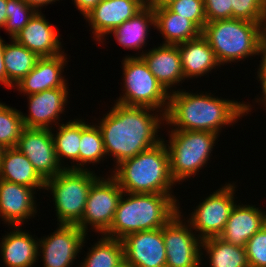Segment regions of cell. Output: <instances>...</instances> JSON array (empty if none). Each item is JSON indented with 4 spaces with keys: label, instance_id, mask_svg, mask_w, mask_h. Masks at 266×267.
Segmentation results:
<instances>
[{
    "label": "cell",
    "instance_id": "43",
    "mask_svg": "<svg viewBox=\"0 0 266 267\" xmlns=\"http://www.w3.org/2000/svg\"><path fill=\"white\" fill-rule=\"evenodd\" d=\"M174 1L177 0H156L150 7L153 9L165 8Z\"/></svg>",
    "mask_w": 266,
    "mask_h": 267
},
{
    "label": "cell",
    "instance_id": "25",
    "mask_svg": "<svg viewBox=\"0 0 266 267\" xmlns=\"http://www.w3.org/2000/svg\"><path fill=\"white\" fill-rule=\"evenodd\" d=\"M151 26L155 28L154 10L151 7H143L132 18L114 28L108 35L113 34L117 43L126 49L140 50L146 46L150 34L148 29Z\"/></svg>",
    "mask_w": 266,
    "mask_h": 267
},
{
    "label": "cell",
    "instance_id": "13",
    "mask_svg": "<svg viewBox=\"0 0 266 267\" xmlns=\"http://www.w3.org/2000/svg\"><path fill=\"white\" fill-rule=\"evenodd\" d=\"M52 130L24 128L15 146L28 158L45 181L64 169L56 157Z\"/></svg>",
    "mask_w": 266,
    "mask_h": 267
},
{
    "label": "cell",
    "instance_id": "16",
    "mask_svg": "<svg viewBox=\"0 0 266 267\" xmlns=\"http://www.w3.org/2000/svg\"><path fill=\"white\" fill-rule=\"evenodd\" d=\"M143 7L139 0H102L84 19L91 25L90 29H93V38L103 44L108 33L132 18Z\"/></svg>",
    "mask_w": 266,
    "mask_h": 267
},
{
    "label": "cell",
    "instance_id": "15",
    "mask_svg": "<svg viewBox=\"0 0 266 267\" xmlns=\"http://www.w3.org/2000/svg\"><path fill=\"white\" fill-rule=\"evenodd\" d=\"M69 87L47 89L28 95L29 114L21 113L25 128L52 129V124L60 121L68 102ZM58 122H57V121ZM51 125V127H50Z\"/></svg>",
    "mask_w": 266,
    "mask_h": 267
},
{
    "label": "cell",
    "instance_id": "38",
    "mask_svg": "<svg viewBox=\"0 0 266 267\" xmlns=\"http://www.w3.org/2000/svg\"><path fill=\"white\" fill-rule=\"evenodd\" d=\"M260 56H261V61L257 71V77H258L257 79H259L258 81H260L261 84L263 98L259 97L255 99L256 100L255 102H258V104L259 102L266 103V41L263 44Z\"/></svg>",
    "mask_w": 266,
    "mask_h": 267
},
{
    "label": "cell",
    "instance_id": "29",
    "mask_svg": "<svg viewBox=\"0 0 266 267\" xmlns=\"http://www.w3.org/2000/svg\"><path fill=\"white\" fill-rule=\"evenodd\" d=\"M201 249L207 252L210 267H249L245 247H238L220 237L202 241Z\"/></svg>",
    "mask_w": 266,
    "mask_h": 267
},
{
    "label": "cell",
    "instance_id": "10",
    "mask_svg": "<svg viewBox=\"0 0 266 267\" xmlns=\"http://www.w3.org/2000/svg\"><path fill=\"white\" fill-rule=\"evenodd\" d=\"M236 185L226 183L199 203L186 220L202 241L219 237L225 229L230 212L236 204ZM235 200V201H234Z\"/></svg>",
    "mask_w": 266,
    "mask_h": 267
},
{
    "label": "cell",
    "instance_id": "28",
    "mask_svg": "<svg viewBox=\"0 0 266 267\" xmlns=\"http://www.w3.org/2000/svg\"><path fill=\"white\" fill-rule=\"evenodd\" d=\"M40 57L27 49L15 39L10 44L6 43L4 48V66L8 78V88L14 87L34 67Z\"/></svg>",
    "mask_w": 266,
    "mask_h": 267
},
{
    "label": "cell",
    "instance_id": "40",
    "mask_svg": "<svg viewBox=\"0 0 266 267\" xmlns=\"http://www.w3.org/2000/svg\"><path fill=\"white\" fill-rule=\"evenodd\" d=\"M6 42L2 40L0 36V84H4V86L8 87V78L7 73L4 66V48H5Z\"/></svg>",
    "mask_w": 266,
    "mask_h": 267
},
{
    "label": "cell",
    "instance_id": "2",
    "mask_svg": "<svg viewBox=\"0 0 266 267\" xmlns=\"http://www.w3.org/2000/svg\"><path fill=\"white\" fill-rule=\"evenodd\" d=\"M210 94L172 90L165 113L166 125L172 126L171 130L210 131L219 135L224 126H233L252 110L245 102L215 98Z\"/></svg>",
    "mask_w": 266,
    "mask_h": 267
},
{
    "label": "cell",
    "instance_id": "1",
    "mask_svg": "<svg viewBox=\"0 0 266 267\" xmlns=\"http://www.w3.org/2000/svg\"><path fill=\"white\" fill-rule=\"evenodd\" d=\"M154 111L148 107L126 106L115 102L109 113L100 119V123L98 121L106 156L112 155L116 165L163 141L157 134L162 123H165V114Z\"/></svg>",
    "mask_w": 266,
    "mask_h": 267
},
{
    "label": "cell",
    "instance_id": "26",
    "mask_svg": "<svg viewBox=\"0 0 266 267\" xmlns=\"http://www.w3.org/2000/svg\"><path fill=\"white\" fill-rule=\"evenodd\" d=\"M153 10L155 29L164 38L162 44L177 45L202 34V31L191 20L171 12L167 7Z\"/></svg>",
    "mask_w": 266,
    "mask_h": 267
},
{
    "label": "cell",
    "instance_id": "14",
    "mask_svg": "<svg viewBox=\"0 0 266 267\" xmlns=\"http://www.w3.org/2000/svg\"><path fill=\"white\" fill-rule=\"evenodd\" d=\"M121 241L125 263L132 267H166L163 227L131 233Z\"/></svg>",
    "mask_w": 266,
    "mask_h": 267
},
{
    "label": "cell",
    "instance_id": "8",
    "mask_svg": "<svg viewBox=\"0 0 266 267\" xmlns=\"http://www.w3.org/2000/svg\"><path fill=\"white\" fill-rule=\"evenodd\" d=\"M124 92L115 102L126 106L148 107L166 113L169 93L158 82L145 61L135 55L122 60Z\"/></svg>",
    "mask_w": 266,
    "mask_h": 267
},
{
    "label": "cell",
    "instance_id": "31",
    "mask_svg": "<svg viewBox=\"0 0 266 267\" xmlns=\"http://www.w3.org/2000/svg\"><path fill=\"white\" fill-rule=\"evenodd\" d=\"M81 120V141L79 151V170H90L85 165L100 163L106 156L102 133L98 124L89 125Z\"/></svg>",
    "mask_w": 266,
    "mask_h": 267
},
{
    "label": "cell",
    "instance_id": "41",
    "mask_svg": "<svg viewBox=\"0 0 266 267\" xmlns=\"http://www.w3.org/2000/svg\"><path fill=\"white\" fill-rule=\"evenodd\" d=\"M27 5L33 7L36 11H40L41 7L47 6L48 4H53V2L59 1V0H22ZM40 9V10H39Z\"/></svg>",
    "mask_w": 266,
    "mask_h": 267
},
{
    "label": "cell",
    "instance_id": "21",
    "mask_svg": "<svg viewBox=\"0 0 266 267\" xmlns=\"http://www.w3.org/2000/svg\"><path fill=\"white\" fill-rule=\"evenodd\" d=\"M264 225L266 211L252 204H235L219 237L235 246L245 247L247 241Z\"/></svg>",
    "mask_w": 266,
    "mask_h": 267
},
{
    "label": "cell",
    "instance_id": "45",
    "mask_svg": "<svg viewBox=\"0 0 266 267\" xmlns=\"http://www.w3.org/2000/svg\"><path fill=\"white\" fill-rule=\"evenodd\" d=\"M119 267H132L131 265L123 262Z\"/></svg>",
    "mask_w": 266,
    "mask_h": 267
},
{
    "label": "cell",
    "instance_id": "33",
    "mask_svg": "<svg viewBox=\"0 0 266 267\" xmlns=\"http://www.w3.org/2000/svg\"><path fill=\"white\" fill-rule=\"evenodd\" d=\"M36 12L22 0H7V21L4 29L10 35V39L15 38Z\"/></svg>",
    "mask_w": 266,
    "mask_h": 267
},
{
    "label": "cell",
    "instance_id": "34",
    "mask_svg": "<svg viewBox=\"0 0 266 267\" xmlns=\"http://www.w3.org/2000/svg\"><path fill=\"white\" fill-rule=\"evenodd\" d=\"M232 19L266 26V0H232Z\"/></svg>",
    "mask_w": 266,
    "mask_h": 267
},
{
    "label": "cell",
    "instance_id": "44",
    "mask_svg": "<svg viewBox=\"0 0 266 267\" xmlns=\"http://www.w3.org/2000/svg\"><path fill=\"white\" fill-rule=\"evenodd\" d=\"M156 0H139L144 7H150Z\"/></svg>",
    "mask_w": 266,
    "mask_h": 267
},
{
    "label": "cell",
    "instance_id": "3",
    "mask_svg": "<svg viewBox=\"0 0 266 267\" xmlns=\"http://www.w3.org/2000/svg\"><path fill=\"white\" fill-rule=\"evenodd\" d=\"M178 201L173 194L123 192L104 236L121 240L131 233L162 228L179 212Z\"/></svg>",
    "mask_w": 266,
    "mask_h": 267
},
{
    "label": "cell",
    "instance_id": "22",
    "mask_svg": "<svg viewBox=\"0 0 266 267\" xmlns=\"http://www.w3.org/2000/svg\"><path fill=\"white\" fill-rule=\"evenodd\" d=\"M181 57L182 71L185 80L198 78L220 67L215 52L211 49L207 39L201 34L199 37L177 44Z\"/></svg>",
    "mask_w": 266,
    "mask_h": 267
},
{
    "label": "cell",
    "instance_id": "20",
    "mask_svg": "<svg viewBox=\"0 0 266 267\" xmlns=\"http://www.w3.org/2000/svg\"><path fill=\"white\" fill-rule=\"evenodd\" d=\"M138 55L145 61L152 74L169 94L173 86L179 85L178 83H182V80L184 82L185 78L177 45L160 44L147 53L142 50Z\"/></svg>",
    "mask_w": 266,
    "mask_h": 267
},
{
    "label": "cell",
    "instance_id": "39",
    "mask_svg": "<svg viewBox=\"0 0 266 267\" xmlns=\"http://www.w3.org/2000/svg\"><path fill=\"white\" fill-rule=\"evenodd\" d=\"M75 7L85 17L91 12L102 0H72Z\"/></svg>",
    "mask_w": 266,
    "mask_h": 267
},
{
    "label": "cell",
    "instance_id": "4",
    "mask_svg": "<svg viewBox=\"0 0 266 267\" xmlns=\"http://www.w3.org/2000/svg\"><path fill=\"white\" fill-rule=\"evenodd\" d=\"M166 141L123 160L112 168L111 176L125 193L173 194L176 185L170 174Z\"/></svg>",
    "mask_w": 266,
    "mask_h": 267
},
{
    "label": "cell",
    "instance_id": "6",
    "mask_svg": "<svg viewBox=\"0 0 266 267\" xmlns=\"http://www.w3.org/2000/svg\"><path fill=\"white\" fill-rule=\"evenodd\" d=\"M168 133L170 174L174 182L180 184L206 166L219 135L210 131L171 130Z\"/></svg>",
    "mask_w": 266,
    "mask_h": 267
},
{
    "label": "cell",
    "instance_id": "23",
    "mask_svg": "<svg viewBox=\"0 0 266 267\" xmlns=\"http://www.w3.org/2000/svg\"><path fill=\"white\" fill-rule=\"evenodd\" d=\"M14 228L1 240V258L6 267H32L39 257V240L34 239L29 232L22 231L20 226Z\"/></svg>",
    "mask_w": 266,
    "mask_h": 267
},
{
    "label": "cell",
    "instance_id": "27",
    "mask_svg": "<svg viewBox=\"0 0 266 267\" xmlns=\"http://www.w3.org/2000/svg\"><path fill=\"white\" fill-rule=\"evenodd\" d=\"M56 133L52 131L56 157L59 164L64 169L79 170V151L81 141V119L70 120L67 123H58ZM62 159L72 160L73 164L69 166L62 164ZM62 161V162H61ZM76 161V163H74ZM75 164V165H74ZM65 166V167H64Z\"/></svg>",
    "mask_w": 266,
    "mask_h": 267
},
{
    "label": "cell",
    "instance_id": "37",
    "mask_svg": "<svg viewBox=\"0 0 266 267\" xmlns=\"http://www.w3.org/2000/svg\"><path fill=\"white\" fill-rule=\"evenodd\" d=\"M232 0H204L207 22L232 19Z\"/></svg>",
    "mask_w": 266,
    "mask_h": 267
},
{
    "label": "cell",
    "instance_id": "35",
    "mask_svg": "<svg viewBox=\"0 0 266 267\" xmlns=\"http://www.w3.org/2000/svg\"><path fill=\"white\" fill-rule=\"evenodd\" d=\"M167 8L182 17L191 20L201 31L207 22L204 0H177L172 2Z\"/></svg>",
    "mask_w": 266,
    "mask_h": 267
},
{
    "label": "cell",
    "instance_id": "11",
    "mask_svg": "<svg viewBox=\"0 0 266 267\" xmlns=\"http://www.w3.org/2000/svg\"><path fill=\"white\" fill-rule=\"evenodd\" d=\"M179 212L163 226L166 267H200L204 255L202 240ZM184 221V222H183ZM196 234V235H195Z\"/></svg>",
    "mask_w": 266,
    "mask_h": 267
},
{
    "label": "cell",
    "instance_id": "18",
    "mask_svg": "<svg viewBox=\"0 0 266 267\" xmlns=\"http://www.w3.org/2000/svg\"><path fill=\"white\" fill-rule=\"evenodd\" d=\"M41 13L37 11L14 39L39 57L60 55L64 52L60 35Z\"/></svg>",
    "mask_w": 266,
    "mask_h": 267
},
{
    "label": "cell",
    "instance_id": "7",
    "mask_svg": "<svg viewBox=\"0 0 266 267\" xmlns=\"http://www.w3.org/2000/svg\"><path fill=\"white\" fill-rule=\"evenodd\" d=\"M100 176L90 170L63 169L45 181L56 211L57 224L77 225L86 206L89 190Z\"/></svg>",
    "mask_w": 266,
    "mask_h": 267
},
{
    "label": "cell",
    "instance_id": "30",
    "mask_svg": "<svg viewBox=\"0 0 266 267\" xmlns=\"http://www.w3.org/2000/svg\"><path fill=\"white\" fill-rule=\"evenodd\" d=\"M81 262L80 267H119L124 262V248L121 240L101 235Z\"/></svg>",
    "mask_w": 266,
    "mask_h": 267
},
{
    "label": "cell",
    "instance_id": "32",
    "mask_svg": "<svg viewBox=\"0 0 266 267\" xmlns=\"http://www.w3.org/2000/svg\"><path fill=\"white\" fill-rule=\"evenodd\" d=\"M21 111L0 102V147H15L25 128Z\"/></svg>",
    "mask_w": 266,
    "mask_h": 267
},
{
    "label": "cell",
    "instance_id": "9",
    "mask_svg": "<svg viewBox=\"0 0 266 267\" xmlns=\"http://www.w3.org/2000/svg\"><path fill=\"white\" fill-rule=\"evenodd\" d=\"M123 190L110 175L99 177L91 186L81 221L77 226L87 235L88 226L101 235L110 228Z\"/></svg>",
    "mask_w": 266,
    "mask_h": 267
},
{
    "label": "cell",
    "instance_id": "12",
    "mask_svg": "<svg viewBox=\"0 0 266 267\" xmlns=\"http://www.w3.org/2000/svg\"><path fill=\"white\" fill-rule=\"evenodd\" d=\"M57 226L50 236L38 241V256L42 252L44 267H70L86 243V234L77 225Z\"/></svg>",
    "mask_w": 266,
    "mask_h": 267
},
{
    "label": "cell",
    "instance_id": "17",
    "mask_svg": "<svg viewBox=\"0 0 266 267\" xmlns=\"http://www.w3.org/2000/svg\"><path fill=\"white\" fill-rule=\"evenodd\" d=\"M33 188L0 179V217L8 226H20L37 213Z\"/></svg>",
    "mask_w": 266,
    "mask_h": 267
},
{
    "label": "cell",
    "instance_id": "24",
    "mask_svg": "<svg viewBox=\"0 0 266 267\" xmlns=\"http://www.w3.org/2000/svg\"><path fill=\"white\" fill-rule=\"evenodd\" d=\"M0 179L33 188L45 189V180L28 158L17 148H3L0 155Z\"/></svg>",
    "mask_w": 266,
    "mask_h": 267
},
{
    "label": "cell",
    "instance_id": "5",
    "mask_svg": "<svg viewBox=\"0 0 266 267\" xmlns=\"http://www.w3.org/2000/svg\"><path fill=\"white\" fill-rule=\"evenodd\" d=\"M202 35L224 66L228 62L259 56L266 41V26L240 19L215 20L206 22Z\"/></svg>",
    "mask_w": 266,
    "mask_h": 267
},
{
    "label": "cell",
    "instance_id": "19",
    "mask_svg": "<svg viewBox=\"0 0 266 267\" xmlns=\"http://www.w3.org/2000/svg\"><path fill=\"white\" fill-rule=\"evenodd\" d=\"M65 52L53 57H40L35 67L14 87L25 95L40 93L47 89L68 87L62 72L67 64Z\"/></svg>",
    "mask_w": 266,
    "mask_h": 267
},
{
    "label": "cell",
    "instance_id": "42",
    "mask_svg": "<svg viewBox=\"0 0 266 267\" xmlns=\"http://www.w3.org/2000/svg\"><path fill=\"white\" fill-rule=\"evenodd\" d=\"M7 0H0V28H4L7 21Z\"/></svg>",
    "mask_w": 266,
    "mask_h": 267
},
{
    "label": "cell",
    "instance_id": "36",
    "mask_svg": "<svg viewBox=\"0 0 266 267\" xmlns=\"http://www.w3.org/2000/svg\"><path fill=\"white\" fill-rule=\"evenodd\" d=\"M245 250L249 267H266V225L247 241Z\"/></svg>",
    "mask_w": 266,
    "mask_h": 267
}]
</instances>
